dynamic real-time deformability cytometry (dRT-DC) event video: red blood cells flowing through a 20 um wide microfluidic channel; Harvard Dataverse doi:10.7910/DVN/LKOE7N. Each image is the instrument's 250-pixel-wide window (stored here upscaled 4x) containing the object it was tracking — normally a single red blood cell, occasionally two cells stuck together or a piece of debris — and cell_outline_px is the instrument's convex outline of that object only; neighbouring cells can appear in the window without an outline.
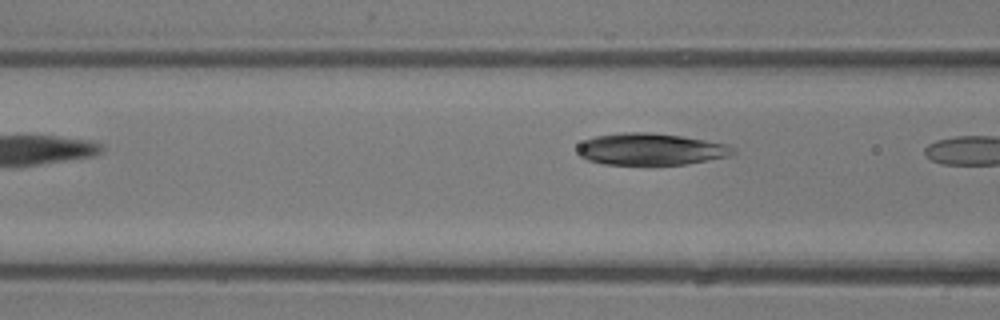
{"species": "common noctule bat (a hibernating species)", "species_latin": "Nyctalus noctula", "temperature_condition": "room temperature", "stored_images_in_passage": 6, "camera_frame_rate_fps": 3000, "um_per_image_px": 0.085, "animal": {"sex": "male", "body_mass_g": 13.3}, "frame": {"image": 1, "passage_image": 3, "time_ms": 3.0, "image_size_px": [1000, 320], "cell_outline_px": [[736, 152], [728, 156], [684, 164], [604, 164], [588, 160], [580, 156], [576, 152], [580, 144], [584, 140], [596, 136], [624, 132], [648, 132], [680, 136], [704, 140], [724, 144], [736, 148]], "centroid_in_image_um": [55.28, 12.68], "position_along_channel_um": 111.3, "area_um2": 28.44}}